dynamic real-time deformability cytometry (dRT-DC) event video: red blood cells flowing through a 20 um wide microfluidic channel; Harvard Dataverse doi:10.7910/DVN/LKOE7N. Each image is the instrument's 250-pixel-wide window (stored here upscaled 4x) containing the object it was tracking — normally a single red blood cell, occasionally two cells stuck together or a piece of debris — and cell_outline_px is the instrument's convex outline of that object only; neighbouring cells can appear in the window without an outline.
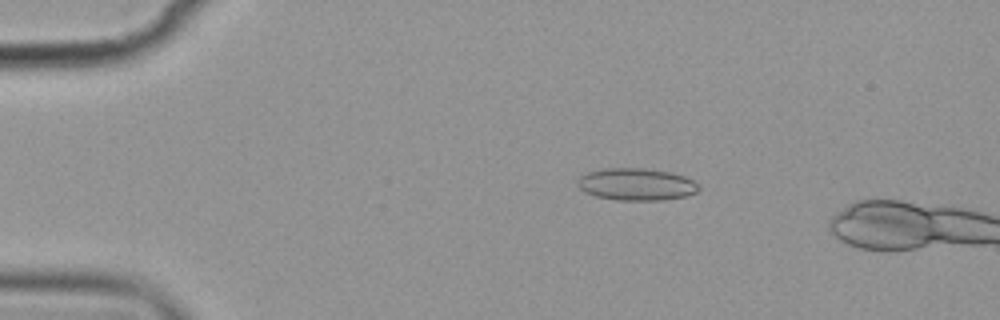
{"species": "common noctule bat (a hibernating species)", "species_latin": "Nyctalus noctula", "temperature_condition": "cold", "stored_images_in_passage": 2, "camera_frame_rate_fps": 3000, "um_per_image_px": 0.085, "animal": {"sex": "female", "body_mass_g": 19.9}, "frame": {"image": 1, "passage_image": 1, "time_ms": 0.0, "image_size_px": [1000, 320], "cell_outline_px": [[700, 188], [696, 192], [684, 196], [664, 200], [616, 200], [596, 196], [584, 192], [576, 184], [580, 176], [588, 172], [604, 168], [644, 168], [668, 172], [684, 176], [692, 180]], "centroid_in_image_um": [54.05, 15.67], "position_along_channel_um": 30.9, "area_um2": 22.6}}